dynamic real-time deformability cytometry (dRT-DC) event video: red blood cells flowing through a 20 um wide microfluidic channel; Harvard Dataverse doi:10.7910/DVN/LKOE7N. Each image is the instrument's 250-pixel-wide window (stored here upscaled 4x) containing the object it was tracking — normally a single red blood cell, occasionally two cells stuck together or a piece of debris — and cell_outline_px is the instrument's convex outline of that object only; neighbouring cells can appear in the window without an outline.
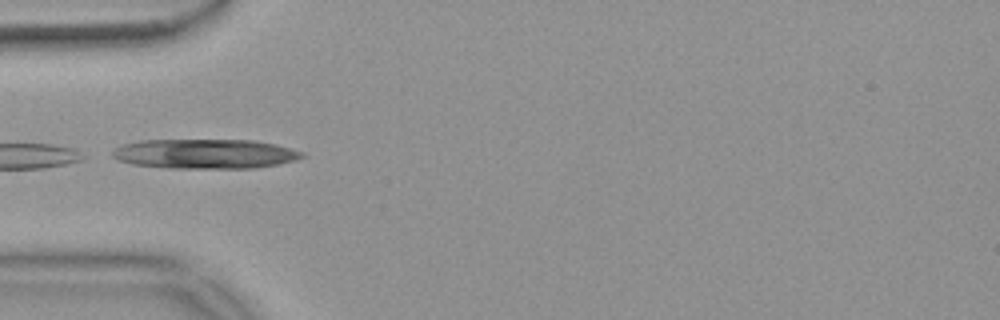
{"species": "common noctule bat (a hibernating species)", "species_latin": "Nyctalus noctula", "temperature_condition": "warm", "stored_images_in_passage": 4, "camera_frame_rate_fps": 3000, "um_per_image_px": 0.085, "animal": {"sex": "female", "body_mass_g": 18.4}, "frame": {"image": 1, "passage_image": 1, "time_ms": 0.0, "image_size_px": [1000, 320], "cell_outline_px": [[304, 156], [296, 160], [256, 168], [168, 168], [132, 164], [116, 160], [112, 156], [112, 152], [116, 148], [124, 144], [140, 140], [256, 140], [276, 144], [304, 152]], "centroid_in_image_um": [17.43, 13.07], "position_along_channel_um": 67.6, "area_um2": 32.83}}